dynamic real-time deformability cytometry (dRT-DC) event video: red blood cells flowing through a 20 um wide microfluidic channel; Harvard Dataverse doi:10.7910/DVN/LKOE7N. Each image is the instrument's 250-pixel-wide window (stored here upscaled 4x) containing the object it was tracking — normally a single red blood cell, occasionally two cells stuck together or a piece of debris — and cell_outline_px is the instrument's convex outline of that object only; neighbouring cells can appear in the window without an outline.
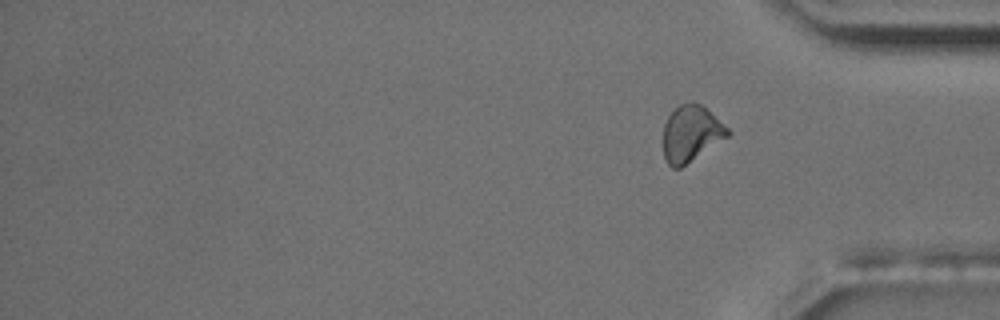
{"species": "common noctule bat (a hibernating species)", "species_latin": "Nyctalus noctula", "temperature_condition": "room temperature", "stored_images_in_passage": 35, "segment_of_instrument_passage": [2, 2], "camera_frame_rate_fps": 3000, "um_per_image_px": 0.085, "animal": {"sex": "male", "body_mass_g": 17.5, "forearm_length_mm": 52.3}, "frame": {"image": 1, "passage_image": 35, "time_ms": 11.333, "image_size_px": [1000, 320], "cell_outline_px": [[732, 132], [728, 136], [680, 168], [672, 168], [668, 164], [664, 156], [664, 124], [668, 116], [680, 104], [700, 104], [728, 128]], "centroid_in_image_um": [58.72, 11.38], "position_along_channel_um": 376.5, "area_um2": 20.46}}